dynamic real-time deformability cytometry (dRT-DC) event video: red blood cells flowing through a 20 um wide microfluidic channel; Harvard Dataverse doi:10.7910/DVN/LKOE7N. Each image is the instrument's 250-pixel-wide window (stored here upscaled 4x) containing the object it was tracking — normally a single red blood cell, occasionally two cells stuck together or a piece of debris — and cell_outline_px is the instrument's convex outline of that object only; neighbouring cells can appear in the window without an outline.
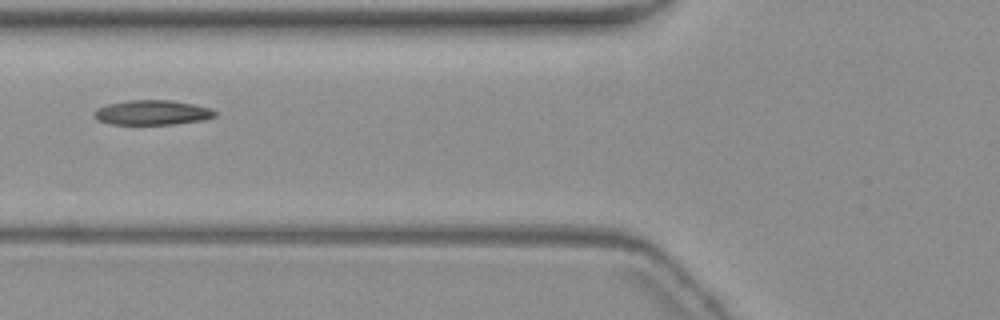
{"species": "common noctule bat (a hibernating species)", "species_latin": "Nyctalus noctula", "temperature_condition": "warm", "stored_images_in_passage": 4, "camera_frame_rate_fps": 3000, "um_per_image_px": 0.085, "animal": {"sex": "female", "body_mass_g": 19.3, "forearm_length_mm": 54.1}, "frame": {"image": 1, "passage_image": 3, "time_ms": 2.333, "image_size_px": [1000, 320], "cell_outline_px": [[216, 116], [204, 120], [176, 124], [108, 124], [96, 120], [92, 116], [92, 112], [96, 108], [108, 104], [128, 100], [172, 100], [212, 108], [216, 112]], "centroid_in_image_um": [12.9, 9.57], "position_along_channel_um": 112.9, "area_um2": 17.69}}
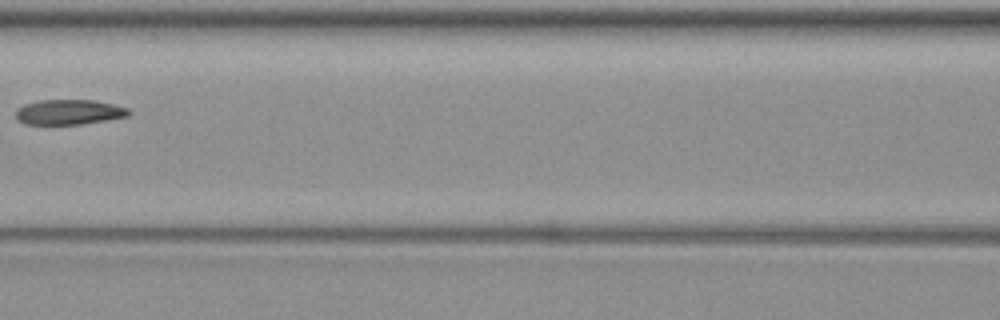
{"frame": {"image": 2, "passage_image": 4, "time_ms": 3.667, "image_size_px": [1000, 320], "cell_outline_px": [[132, 112], [128, 116], [80, 124], [24, 124], [16, 116], [16, 108], [24, 104], [40, 100], [96, 100], [128, 108]], "centroid_in_image_um": [5.86, 9.52], "position_along_channel_um": 160.7, "area_um2": 16.42}}